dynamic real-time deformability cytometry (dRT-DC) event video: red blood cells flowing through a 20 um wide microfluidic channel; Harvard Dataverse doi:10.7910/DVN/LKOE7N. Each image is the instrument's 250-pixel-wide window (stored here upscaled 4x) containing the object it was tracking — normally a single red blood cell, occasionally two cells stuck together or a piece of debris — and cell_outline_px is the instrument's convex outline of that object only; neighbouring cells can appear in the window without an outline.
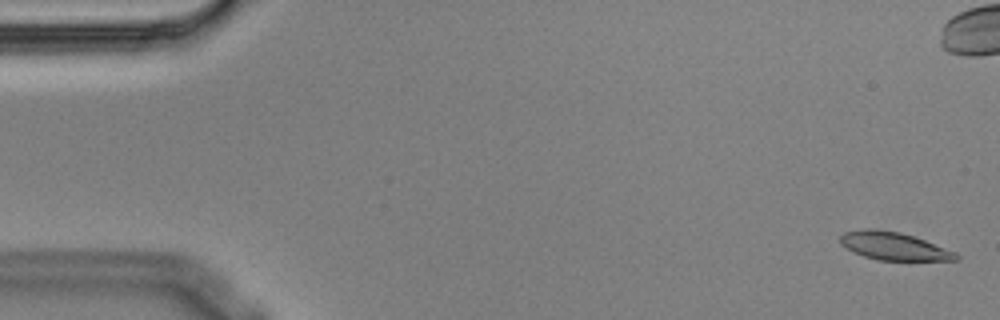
{"species": "Egyptian fruit bat (a non-hibernating species)", "species_latin": "Rousettus aegyptiacus", "temperature_condition": "cold", "stored_images_in_passage": 5, "camera_frame_rate_fps": 3000, "um_per_image_px": 0.085, "animal": {"sex": "male"}, "frame": {"image": 1, "passage_image": 1, "time_ms": 0.0, "image_size_px": [1000, 320], "cell_outline_px": [[960, 260], [876, 260], [864, 256], [840, 244], [840, 236], [844, 232], [860, 228], [872, 228], [900, 232], [924, 240], [956, 252], [960, 256]], "centroid_in_image_um": [75.96, 20.91], "position_along_channel_um": 9.0, "area_um2": 18.73}}